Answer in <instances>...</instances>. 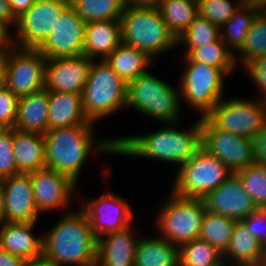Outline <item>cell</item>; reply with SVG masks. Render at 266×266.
I'll return each instance as SVG.
<instances>
[{
	"label": "cell",
	"instance_id": "17",
	"mask_svg": "<svg viewBox=\"0 0 266 266\" xmlns=\"http://www.w3.org/2000/svg\"><path fill=\"white\" fill-rule=\"evenodd\" d=\"M93 59L86 56L51 58L45 65V89L82 94Z\"/></svg>",
	"mask_w": 266,
	"mask_h": 266
},
{
	"label": "cell",
	"instance_id": "4",
	"mask_svg": "<svg viewBox=\"0 0 266 266\" xmlns=\"http://www.w3.org/2000/svg\"><path fill=\"white\" fill-rule=\"evenodd\" d=\"M119 21L121 43L147 53L152 59L178 47L158 7L126 5Z\"/></svg>",
	"mask_w": 266,
	"mask_h": 266
},
{
	"label": "cell",
	"instance_id": "21",
	"mask_svg": "<svg viewBox=\"0 0 266 266\" xmlns=\"http://www.w3.org/2000/svg\"><path fill=\"white\" fill-rule=\"evenodd\" d=\"M37 222H5L0 226V249L32 261L42 255V234L35 236Z\"/></svg>",
	"mask_w": 266,
	"mask_h": 266
},
{
	"label": "cell",
	"instance_id": "40",
	"mask_svg": "<svg viewBox=\"0 0 266 266\" xmlns=\"http://www.w3.org/2000/svg\"><path fill=\"white\" fill-rule=\"evenodd\" d=\"M19 98L8 88L0 89V128H14Z\"/></svg>",
	"mask_w": 266,
	"mask_h": 266
},
{
	"label": "cell",
	"instance_id": "46",
	"mask_svg": "<svg viewBox=\"0 0 266 266\" xmlns=\"http://www.w3.org/2000/svg\"><path fill=\"white\" fill-rule=\"evenodd\" d=\"M25 263L22 257L0 249V266H24Z\"/></svg>",
	"mask_w": 266,
	"mask_h": 266
},
{
	"label": "cell",
	"instance_id": "20",
	"mask_svg": "<svg viewBox=\"0 0 266 266\" xmlns=\"http://www.w3.org/2000/svg\"><path fill=\"white\" fill-rule=\"evenodd\" d=\"M132 225L97 239V266H134L136 247L140 240Z\"/></svg>",
	"mask_w": 266,
	"mask_h": 266
},
{
	"label": "cell",
	"instance_id": "34",
	"mask_svg": "<svg viewBox=\"0 0 266 266\" xmlns=\"http://www.w3.org/2000/svg\"><path fill=\"white\" fill-rule=\"evenodd\" d=\"M237 221L219 214L205 211L199 238L209 242L224 254L229 246L231 234Z\"/></svg>",
	"mask_w": 266,
	"mask_h": 266
},
{
	"label": "cell",
	"instance_id": "48",
	"mask_svg": "<svg viewBox=\"0 0 266 266\" xmlns=\"http://www.w3.org/2000/svg\"><path fill=\"white\" fill-rule=\"evenodd\" d=\"M24 266H61V265L41 255L40 257H37L32 261H26Z\"/></svg>",
	"mask_w": 266,
	"mask_h": 266
},
{
	"label": "cell",
	"instance_id": "18",
	"mask_svg": "<svg viewBox=\"0 0 266 266\" xmlns=\"http://www.w3.org/2000/svg\"><path fill=\"white\" fill-rule=\"evenodd\" d=\"M33 197L39 213L61 209L68 205L75 183L65 174L43 168L30 173Z\"/></svg>",
	"mask_w": 266,
	"mask_h": 266
},
{
	"label": "cell",
	"instance_id": "31",
	"mask_svg": "<svg viewBox=\"0 0 266 266\" xmlns=\"http://www.w3.org/2000/svg\"><path fill=\"white\" fill-rule=\"evenodd\" d=\"M223 254L200 238L179 246V266H224Z\"/></svg>",
	"mask_w": 266,
	"mask_h": 266
},
{
	"label": "cell",
	"instance_id": "2",
	"mask_svg": "<svg viewBox=\"0 0 266 266\" xmlns=\"http://www.w3.org/2000/svg\"><path fill=\"white\" fill-rule=\"evenodd\" d=\"M176 124L165 123V128L149 134L114 138L117 155L159 159L180 168L201 148V118L186 131L175 128Z\"/></svg>",
	"mask_w": 266,
	"mask_h": 266
},
{
	"label": "cell",
	"instance_id": "37",
	"mask_svg": "<svg viewBox=\"0 0 266 266\" xmlns=\"http://www.w3.org/2000/svg\"><path fill=\"white\" fill-rule=\"evenodd\" d=\"M257 208L266 207V166L254 163L235 173Z\"/></svg>",
	"mask_w": 266,
	"mask_h": 266
},
{
	"label": "cell",
	"instance_id": "12",
	"mask_svg": "<svg viewBox=\"0 0 266 266\" xmlns=\"http://www.w3.org/2000/svg\"><path fill=\"white\" fill-rule=\"evenodd\" d=\"M201 148L233 173L256 162L253 139L218 130L205 117L201 118Z\"/></svg>",
	"mask_w": 266,
	"mask_h": 266
},
{
	"label": "cell",
	"instance_id": "41",
	"mask_svg": "<svg viewBox=\"0 0 266 266\" xmlns=\"http://www.w3.org/2000/svg\"><path fill=\"white\" fill-rule=\"evenodd\" d=\"M242 222L248 228L249 233L254 236L264 248L266 246V209L256 208L245 217Z\"/></svg>",
	"mask_w": 266,
	"mask_h": 266
},
{
	"label": "cell",
	"instance_id": "3",
	"mask_svg": "<svg viewBox=\"0 0 266 266\" xmlns=\"http://www.w3.org/2000/svg\"><path fill=\"white\" fill-rule=\"evenodd\" d=\"M76 210L63 214L42 236V255L61 266L96 263L97 238L85 212L81 208Z\"/></svg>",
	"mask_w": 266,
	"mask_h": 266
},
{
	"label": "cell",
	"instance_id": "9",
	"mask_svg": "<svg viewBox=\"0 0 266 266\" xmlns=\"http://www.w3.org/2000/svg\"><path fill=\"white\" fill-rule=\"evenodd\" d=\"M232 174L218 158L200 148L177 171L172 192L182 198H204Z\"/></svg>",
	"mask_w": 266,
	"mask_h": 266
},
{
	"label": "cell",
	"instance_id": "19",
	"mask_svg": "<svg viewBox=\"0 0 266 266\" xmlns=\"http://www.w3.org/2000/svg\"><path fill=\"white\" fill-rule=\"evenodd\" d=\"M2 192L6 222H37L40 215L36 206L30 174L19 173L4 178Z\"/></svg>",
	"mask_w": 266,
	"mask_h": 266
},
{
	"label": "cell",
	"instance_id": "1",
	"mask_svg": "<svg viewBox=\"0 0 266 266\" xmlns=\"http://www.w3.org/2000/svg\"><path fill=\"white\" fill-rule=\"evenodd\" d=\"M94 124H81L48 130L44 136L46 168L70 177L78 183L86 159L95 152L117 154L115 139L97 142Z\"/></svg>",
	"mask_w": 266,
	"mask_h": 266
},
{
	"label": "cell",
	"instance_id": "5",
	"mask_svg": "<svg viewBox=\"0 0 266 266\" xmlns=\"http://www.w3.org/2000/svg\"><path fill=\"white\" fill-rule=\"evenodd\" d=\"M128 84L104 60H93L82 92L83 109L89 122L126 108Z\"/></svg>",
	"mask_w": 266,
	"mask_h": 266
},
{
	"label": "cell",
	"instance_id": "49",
	"mask_svg": "<svg viewBox=\"0 0 266 266\" xmlns=\"http://www.w3.org/2000/svg\"><path fill=\"white\" fill-rule=\"evenodd\" d=\"M244 4L251 5L259 11H266V0H243Z\"/></svg>",
	"mask_w": 266,
	"mask_h": 266
},
{
	"label": "cell",
	"instance_id": "6",
	"mask_svg": "<svg viewBox=\"0 0 266 266\" xmlns=\"http://www.w3.org/2000/svg\"><path fill=\"white\" fill-rule=\"evenodd\" d=\"M179 91V92H178ZM180 89L147 72L130 81L126 107L141 112L161 123H179Z\"/></svg>",
	"mask_w": 266,
	"mask_h": 266
},
{
	"label": "cell",
	"instance_id": "27",
	"mask_svg": "<svg viewBox=\"0 0 266 266\" xmlns=\"http://www.w3.org/2000/svg\"><path fill=\"white\" fill-rule=\"evenodd\" d=\"M134 266H179V246L159 236L140 237Z\"/></svg>",
	"mask_w": 266,
	"mask_h": 266
},
{
	"label": "cell",
	"instance_id": "28",
	"mask_svg": "<svg viewBox=\"0 0 266 266\" xmlns=\"http://www.w3.org/2000/svg\"><path fill=\"white\" fill-rule=\"evenodd\" d=\"M105 61L128 84L147 73L146 68L151 66L154 60L147 53L121 43Z\"/></svg>",
	"mask_w": 266,
	"mask_h": 266
},
{
	"label": "cell",
	"instance_id": "7",
	"mask_svg": "<svg viewBox=\"0 0 266 266\" xmlns=\"http://www.w3.org/2000/svg\"><path fill=\"white\" fill-rule=\"evenodd\" d=\"M161 204L155 224L159 238L178 246L199 238L206 211L203 198H182L171 191Z\"/></svg>",
	"mask_w": 266,
	"mask_h": 266
},
{
	"label": "cell",
	"instance_id": "39",
	"mask_svg": "<svg viewBox=\"0 0 266 266\" xmlns=\"http://www.w3.org/2000/svg\"><path fill=\"white\" fill-rule=\"evenodd\" d=\"M14 128H0V175L3 178L18 174L13 156Z\"/></svg>",
	"mask_w": 266,
	"mask_h": 266
},
{
	"label": "cell",
	"instance_id": "42",
	"mask_svg": "<svg viewBox=\"0 0 266 266\" xmlns=\"http://www.w3.org/2000/svg\"><path fill=\"white\" fill-rule=\"evenodd\" d=\"M243 67L261 92L258 100L266 102V56L249 60Z\"/></svg>",
	"mask_w": 266,
	"mask_h": 266
},
{
	"label": "cell",
	"instance_id": "15",
	"mask_svg": "<svg viewBox=\"0 0 266 266\" xmlns=\"http://www.w3.org/2000/svg\"><path fill=\"white\" fill-rule=\"evenodd\" d=\"M85 25L86 22L69 4L58 18L49 38L38 50L47 59L84 55Z\"/></svg>",
	"mask_w": 266,
	"mask_h": 266
},
{
	"label": "cell",
	"instance_id": "25",
	"mask_svg": "<svg viewBox=\"0 0 266 266\" xmlns=\"http://www.w3.org/2000/svg\"><path fill=\"white\" fill-rule=\"evenodd\" d=\"M48 130L81 124H94L86 118L82 95L49 92Z\"/></svg>",
	"mask_w": 266,
	"mask_h": 266
},
{
	"label": "cell",
	"instance_id": "43",
	"mask_svg": "<svg viewBox=\"0 0 266 266\" xmlns=\"http://www.w3.org/2000/svg\"><path fill=\"white\" fill-rule=\"evenodd\" d=\"M253 145L256 163L266 166V124L253 137Z\"/></svg>",
	"mask_w": 266,
	"mask_h": 266
},
{
	"label": "cell",
	"instance_id": "29",
	"mask_svg": "<svg viewBox=\"0 0 266 266\" xmlns=\"http://www.w3.org/2000/svg\"><path fill=\"white\" fill-rule=\"evenodd\" d=\"M260 11L251 5L242 4L233 16L220 28V39L232 52H238L246 41L252 22Z\"/></svg>",
	"mask_w": 266,
	"mask_h": 266
},
{
	"label": "cell",
	"instance_id": "22",
	"mask_svg": "<svg viewBox=\"0 0 266 266\" xmlns=\"http://www.w3.org/2000/svg\"><path fill=\"white\" fill-rule=\"evenodd\" d=\"M223 259L225 264L229 260L232 266H265L266 262L263 246L249 233L242 221L235 223Z\"/></svg>",
	"mask_w": 266,
	"mask_h": 266
},
{
	"label": "cell",
	"instance_id": "45",
	"mask_svg": "<svg viewBox=\"0 0 266 266\" xmlns=\"http://www.w3.org/2000/svg\"><path fill=\"white\" fill-rule=\"evenodd\" d=\"M13 16L18 19L36 0H8Z\"/></svg>",
	"mask_w": 266,
	"mask_h": 266
},
{
	"label": "cell",
	"instance_id": "30",
	"mask_svg": "<svg viewBox=\"0 0 266 266\" xmlns=\"http://www.w3.org/2000/svg\"><path fill=\"white\" fill-rule=\"evenodd\" d=\"M158 8L168 30L176 39L198 16L197 0H162Z\"/></svg>",
	"mask_w": 266,
	"mask_h": 266
},
{
	"label": "cell",
	"instance_id": "23",
	"mask_svg": "<svg viewBox=\"0 0 266 266\" xmlns=\"http://www.w3.org/2000/svg\"><path fill=\"white\" fill-rule=\"evenodd\" d=\"M48 105L49 91L45 88L19 98L14 129L44 135L48 131Z\"/></svg>",
	"mask_w": 266,
	"mask_h": 266
},
{
	"label": "cell",
	"instance_id": "54",
	"mask_svg": "<svg viewBox=\"0 0 266 266\" xmlns=\"http://www.w3.org/2000/svg\"><path fill=\"white\" fill-rule=\"evenodd\" d=\"M264 254H265V257H266V246L264 247Z\"/></svg>",
	"mask_w": 266,
	"mask_h": 266
},
{
	"label": "cell",
	"instance_id": "26",
	"mask_svg": "<svg viewBox=\"0 0 266 266\" xmlns=\"http://www.w3.org/2000/svg\"><path fill=\"white\" fill-rule=\"evenodd\" d=\"M13 156L18 174H30L46 168L44 136L14 129Z\"/></svg>",
	"mask_w": 266,
	"mask_h": 266
},
{
	"label": "cell",
	"instance_id": "13",
	"mask_svg": "<svg viewBox=\"0 0 266 266\" xmlns=\"http://www.w3.org/2000/svg\"><path fill=\"white\" fill-rule=\"evenodd\" d=\"M70 0H36L16 21L15 46L38 49L50 36Z\"/></svg>",
	"mask_w": 266,
	"mask_h": 266
},
{
	"label": "cell",
	"instance_id": "36",
	"mask_svg": "<svg viewBox=\"0 0 266 266\" xmlns=\"http://www.w3.org/2000/svg\"><path fill=\"white\" fill-rule=\"evenodd\" d=\"M241 65L258 57L266 56V11H260L252 22L246 41L238 51ZM243 63V64H242Z\"/></svg>",
	"mask_w": 266,
	"mask_h": 266
},
{
	"label": "cell",
	"instance_id": "51",
	"mask_svg": "<svg viewBox=\"0 0 266 266\" xmlns=\"http://www.w3.org/2000/svg\"><path fill=\"white\" fill-rule=\"evenodd\" d=\"M5 222L4 196L2 190H0V226Z\"/></svg>",
	"mask_w": 266,
	"mask_h": 266
},
{
	"label": "cell",
	"instance_id": "10",
	"mask_svg": "<svg viewBox=\"0 0 266 266\" xmlns=\"http://www.w3.org/2000/svg\"><path fill=\"white\" fill-rule=\"evenodd\" d=\"M223 97L205 116L218 130L250 139L266 124V102L257 99Z\"/></svg>",
	"mask_w": 266,
	"mask_h": 266
},
{
	"label": "cell",
	"instance_id": "14",
	"mask_svg": "<svg viewBox=\"0 0 266 266\" xmlns=\"http://www.w3.org/2000/svg\"><path fill=\"white\" fill-rule=\"evenodd\" d=\"M80 208L87 215L93 234L98 239L131 226L133 211L121 195L104 193L94 199H85Z\"/></svg>",
	"mask_w": 266,
	"mask_h": 266
},
{
	"label": "cell",
	"instance_id": "33",
	"mask_svg": "<svg viewBox=\"0 0 266 266\" xmlns=\"http://www.w3.org/2000/svg\"><path fill=\"white\" fill-rule=\"evenodd\" d=\"M233 53L219 38L208 45L193 48L186 56L191 61H198L220 68L227 76H230L232 72H235V66L238 64Z\"/></svg>",
	"mask_w": 266,
	"mask_h": 266
},
{
	"label": "cell",
	"instance_id": "52",
	"mask_svg": "<svg viewBox=\"0 0 266 266\" xmlns=\"http://www.w3.org/2000/svg\"><path fill=\"white\" fill-rule=\"evenodd\" d=\"M3 182H4V178L0 175V190H2Z\"/></svg>",
	"mask_w": 266,
	"mask_h": 266
},
{
	"label": "cell",
	"instance_id": "32",
	"mask_svg": "<svg viewBox=\"0 0 266 266\" xmlns=\"http://www.w3.org/2000/svg\"><path fill=\"white\" fill-rule=\"evenodd\" d=\"M70 4L86 23L119 20L126 6L125 0H70Z\"/></svg>",
	"mask_w": 266,
	"mask_h": 266
},
{
	"label": "cell",
	"instance_id": "44",
	"mask_svg": "<svg viewBox=\"0 0 266 266\" xmlns=\"http://www.w3.org/2000/svg\"><path fill=\"white\" fill-rule=\"evenodd\" d=\"M10 28L11 27L6 22L0 20V51L6 52L15 47V40L12 37L13 34H11L13 31L10 32Z\"/></svg>",
	"mask_w": 266,
	"mask_h": 266
},
{
	"label": "cell",
	"instance_id": "50",
	"mask_svg": "<svg viewBox=\"0 0 266 266\" xmlns=\"http://www.w3.org/2000/svg\"><path fill=\"white\" fill-rule=\"evenodd\" d=\"M6 52L0 51V89L4 86V61Z\"/></svg>",
	"mask_w": 266,
	"mask_h": 266
},
{
	"label": "cell",
	"instance_id": "24",
	"mask_svg": "<svg viewBox=\"0 0 266 266\" xmlns=\"http://www.w3.org/2000/svg\"><path fill=\"white\" fill-rule=\"evenodd\" d=\"M121 44L120 21L88 22L85 25L84 56L104 60Z\"/></svg>",
	"mask_w": 266,
	"mask_h": 266
},
{
	"label": "cell",
	"instance_id": "53",
	"mask_svg": "<svg viewBox=\"0 0 266 266\" xmlns=\"http://www.w3.org/2000/svg\"><path fill=\"white\" fill-rule=\"evenodd\" d=\"M80 266H97V263H93V264H86V265H80Z\"/></svg>",
	"mask_w": 266,
	"mask_h": 266
},
{
	"label": "cell",
	"instance_id": "11",
	"mask_svg": "<svg viewBox=\"0 0 266 266\" xmlns=\"http://www.w3.org/2000/svg\"><path fill=\"white\" fill-rule=\"evenodd\" d=\"M46 61L38 49H9L4 61V86L18 98L44 89Z\"/></svg>",
	"mask_w": 266,
	"mask_h": 266
},
{
	"label": "cell",
	"instance_id": "16",
	"mask_svg": "<svg viewBox=\"0 0 266 266\" xmlns=\"http://www.w3.org/2000/svg\"><path fill=\"white\" fill-rule=\"evenodd\" d=\"M203 200L207 211L237 222L242 221L257 208L235 173L209 192Z\"/></svg>",
	"mask_w": 266,
	"mask_h": 266
},
{
	"label": "cell",
	"instance_id": "8",
	"mask_svg": "<svg viewBox=\"0 0 266 266\" xmlns=\"http://www.w3.org/2000/svg\"><path fill=\"white\" fill-rule=\"evenodd\" d=\"M186 66L179 79L181 100L191 108L199 111L201 118L223 98L224 78L226 74L217 67L183 58Z\"/></svg>",
	"mask_w": 266,
	"mask_h": 266
},
{
	"label": "cell",
	"instance_id": "38",
	"mask_svg": "<svg viewBox=\"0 0 266 266\" xmlns=\"http://www.w3.org/2000/svg\"><path fill=\"white\" fill-rule=\"evenodd\" d=\"M197 3L198 15L220 28L233 16L244 1L237 0L232 3L230 0H197Z\"/></svg>",
	"mask_w": 266,
	"mask_h": 266
},
{
	"label": "cell",
	"instance_id": "35",
	"mask_svg": "<svg viewBox=\"0 0 266 266\" xmlns=\"http://www.w3.org/2000/svg\"><path fill=\"white\" fill-rule=\"evenodd\" d=\"M220 38L219 27L199 15L177 39V46L186 48V56L193 48L208 45Z\"/></svg>",
	"mask_w": 266,
	"mask_h": 266
},
{
	"label": "cell",
	"instance_id": "47",
	"mask_svg": "<svg viewBox=\"0 0 266 266\" xmlns=\"http://www.w3.org/2000/svg\"><path fill=\"white\" fill-rule=\"evenodd\" d=\"M0 20L15 28L17 19L11 12L8 0H0Z\"/></svg>",
	"mask_w": 266,
	"mask_h": 266
}]
</instances>
